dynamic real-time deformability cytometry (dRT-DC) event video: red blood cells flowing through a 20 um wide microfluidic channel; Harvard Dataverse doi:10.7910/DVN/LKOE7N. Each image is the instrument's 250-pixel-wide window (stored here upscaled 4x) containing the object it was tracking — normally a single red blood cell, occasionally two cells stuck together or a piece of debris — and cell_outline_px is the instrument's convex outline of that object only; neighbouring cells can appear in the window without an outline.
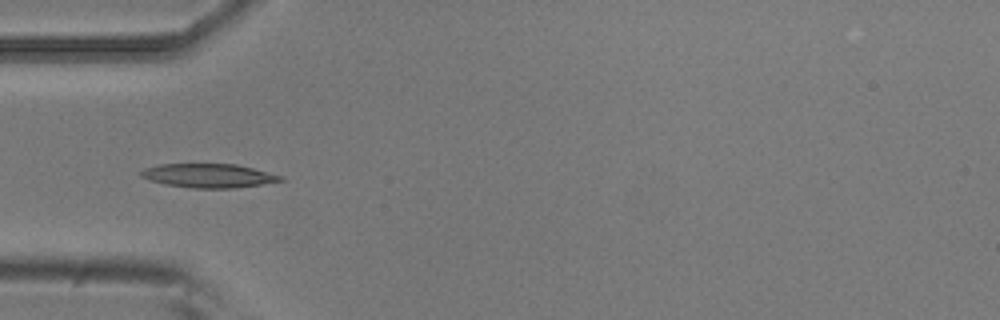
{"species": "common noctule bat (a hibernating species)", "species_latin": "Nyctalus noctula", "temperature_condition": "room temperature", "stored_images_in_passage": 8, "camera_frame_rate_fps": 3000, "um_per_image_px": 0.085, "animal": {"sex": "male", "body_mass_g": 20.5, "forearm_length_mm": 52.5}, "frame": {"image": 1, "passage_image": 5, "time_ms": 1.333, "image_size_px": [1000, 320], "cell_outline_px": [[284, 180], [236, 188], [192, 188], [164, 184], [140, 176], [140, 172], [144, 168], [160, 164], [236, 164], [252, 168], [280, 176]], "centroid_in_image_um": [17.68, 14.93], "position_along_channel_um": 67.3, "area_um2": 19.13}}
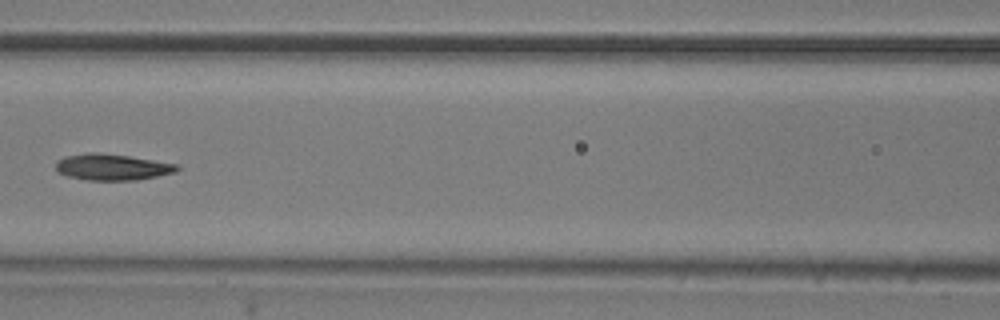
{"frame": {"image": 2, "passage_image": 7, "time_ms": 2.0, "image_size_px": [1000, 320], "cell_outline_px": [[180, 168], [176, 172], [136, 180], [84, 180], [68, 176], [60, 172], [56, 168], [56, 160], [64, 156], [88, 152], [92, 152], [128, 156], [180, 164]], "centroid_in_image_um": [9.54, 14.2], "position_along_channel_um": 157.1, "area_um2": 18.55}}
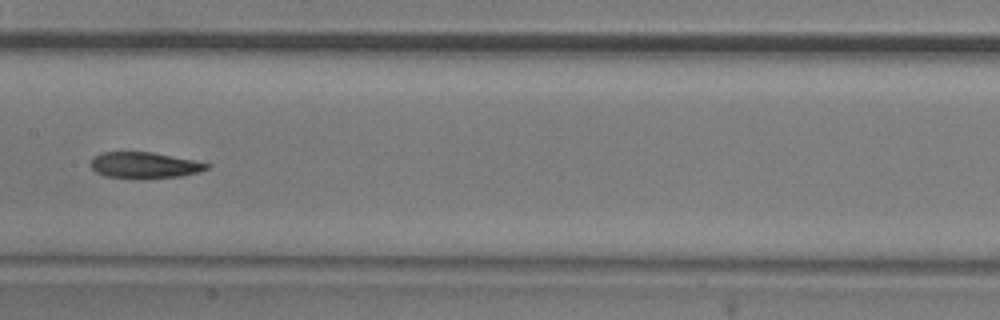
{"frame": {"image": 3, "passage_image": 8, "time_ms": 2.333, "image_size_px": [1000, 320], "cell_outline_px": [[212, 164], [208, 168], [200, 172], [184, 176], [144, 180], [140, 180], [104, 176], [96, 172], [88, 164], [96, 156], [104, 152], [152, 152]], "centroid_in_image_um": [12.29, 14.08], "position_along_channel_um": 195.1, "area_um2": 18.09}}